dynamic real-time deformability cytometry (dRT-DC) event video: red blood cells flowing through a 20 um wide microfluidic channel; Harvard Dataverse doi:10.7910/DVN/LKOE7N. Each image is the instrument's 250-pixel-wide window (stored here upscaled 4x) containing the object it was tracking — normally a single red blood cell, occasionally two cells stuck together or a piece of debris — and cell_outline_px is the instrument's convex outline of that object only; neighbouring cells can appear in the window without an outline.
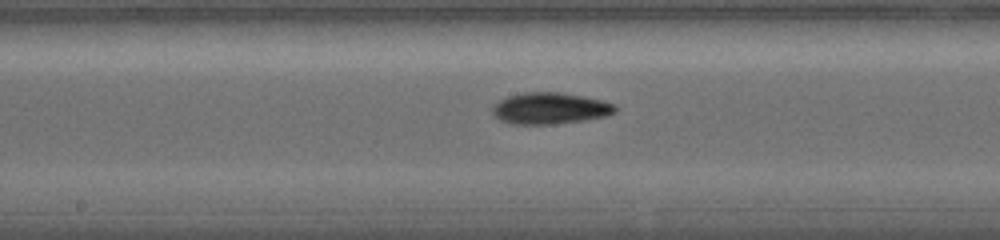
{"species": "common noctule bat (a hibernating species)", "species_latin": "Nyctalus noctula", "temperature_condition": "warm", "stored_images_in_passage": 17, "camera_frame_rate_fps": 5000, "um_per_image_px": 0.085, "animal": {"sex": "female", "body_mass_g": 19.0, "forearm_length_mm": 56.7}, "frame": {"image": 1, "passage_image": 12, "time_ms": 7.0, "image_size_px": [1000, 240], "cell_outline_px": [[616, 112], [604, 116], [584, 120], [548, 124], [512, 124], [500, 120], [492, 112], [492, 108], [500, 100], [508, 96], [524, 92], [560, 92], [584, 96], [616, 104]], "centroid_in_image_um": [46.75, 9.2], "position_along_channel_um": 201.4, "area_um2": 22.31}}
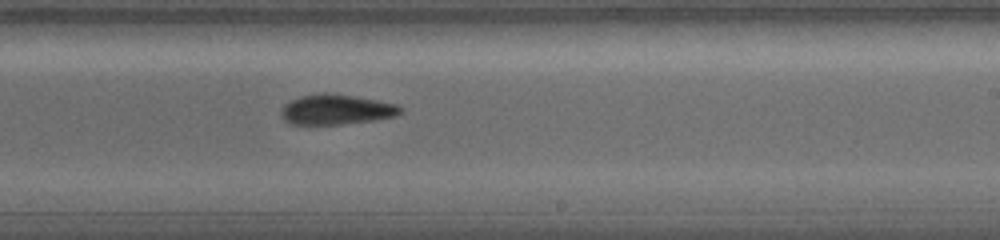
{"frame": {"image": 2, "passage_image": 15, "time_ms": 8.6, "image_size_px": [1000, 240], "cell_outline_px": [[404, 108], [400, 112], [392, 116], [372, 120], [336, 124], [292, 124], [284, 116], [284, 104], [300, 96], [324, 92], [328, 92], [356, 96], [396, 104]], "centroid_in_image_um": [28.62, 9.28], "position_along_channel_um": 260.4, "area_um2": 20.35}}